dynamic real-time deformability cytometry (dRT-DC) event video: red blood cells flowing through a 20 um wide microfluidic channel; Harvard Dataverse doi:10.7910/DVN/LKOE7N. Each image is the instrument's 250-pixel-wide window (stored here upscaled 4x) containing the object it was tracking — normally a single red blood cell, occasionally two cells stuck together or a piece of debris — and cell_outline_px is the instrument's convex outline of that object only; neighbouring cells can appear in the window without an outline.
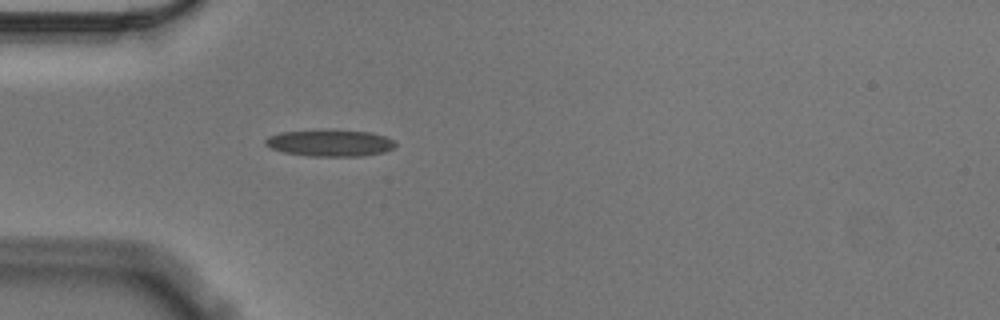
{"species": "Egyptian fruit bat (a non-hibernating species)", "species_latin": "Rousettus aegyptiacus", "temperature_condition": "cold", "stored_images_in_passage": 41, "camera_frame_rate_fps": 3000, "um_per_image_px": 0.085, "animal": {"sex": "male"}, "frame": {"image": 1, "passage_image": 1, "time_ms": 0.0, "image_size_px": [1000, 320], "cell_outline_px": [[396, 144], [392, 148], [384, 152], [360, 156], [312, 156], [284, 152], [272, 148], [264, 144], [264, 140], [268, 136], [280, 132], [372, 132], [384, 136], [392, 140]], "centroid_in_image_um": [28.04, 12.19], "position_along_channel_um": 57.0, "area_um2": 19.25}}
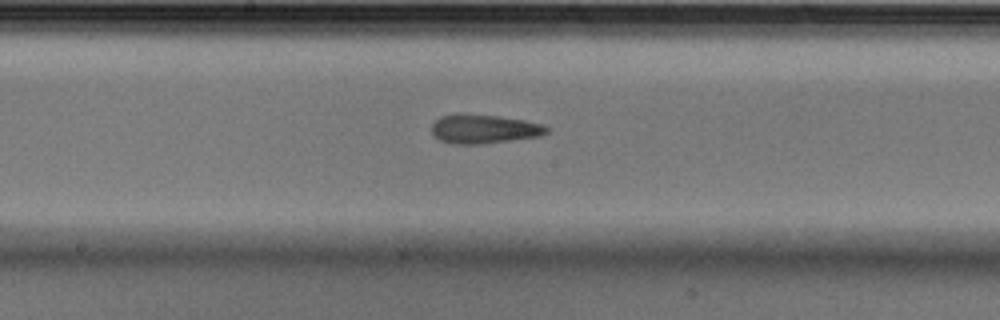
{"frame": {"image": 2, "passage_image": 14, "time_ms": 4.333, "image_size_px": [1000, 320], "cell_outline_px": [[548, 132], [540, 136], [480, 144], [452, 144], [440, 140], [432, 136], [432, 124], [440, 116], [456, 112], [496, 116], [524, 120], [544, 124], [548, 128]], "centroid_in_image_um": [41.09, 10.95], "position_along_channel_um": 207.1, "area_um2": 19.65}}
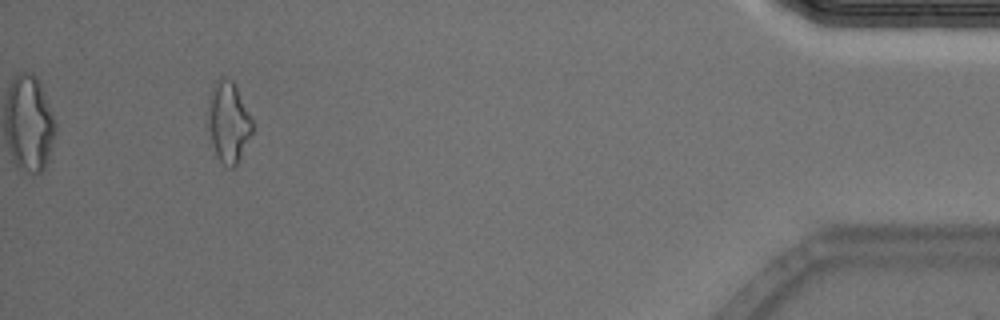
{"frame": {"image": 3, "passage_image": 37, "time_ms": 12.0, "image_size_px": [1000, 320], "cell_outline_px": [[252, 132], [236, 168], [228, 168], [216, 156], [212, 144], [208, 128], [208, 96], [212, 84], [220, 76], [224, 76], [232, 80], [236, 84], [252, 120]], "centroid_in_image_um": [19.39, 10.34], "position_along_channel_um": 415.8, "area_um2": 21.27}, "authors_computed_cell_mechanics": {"area_um2": 19.4208, "velocity_mm_per_s": 3.5612, "shape_relaxation_time_tau1_ms": null, "shape_relaxation_time_tau2_ms": 4.5674, "deformation_change_tau1": null, "deformation_change_tau2": 0.1661}}